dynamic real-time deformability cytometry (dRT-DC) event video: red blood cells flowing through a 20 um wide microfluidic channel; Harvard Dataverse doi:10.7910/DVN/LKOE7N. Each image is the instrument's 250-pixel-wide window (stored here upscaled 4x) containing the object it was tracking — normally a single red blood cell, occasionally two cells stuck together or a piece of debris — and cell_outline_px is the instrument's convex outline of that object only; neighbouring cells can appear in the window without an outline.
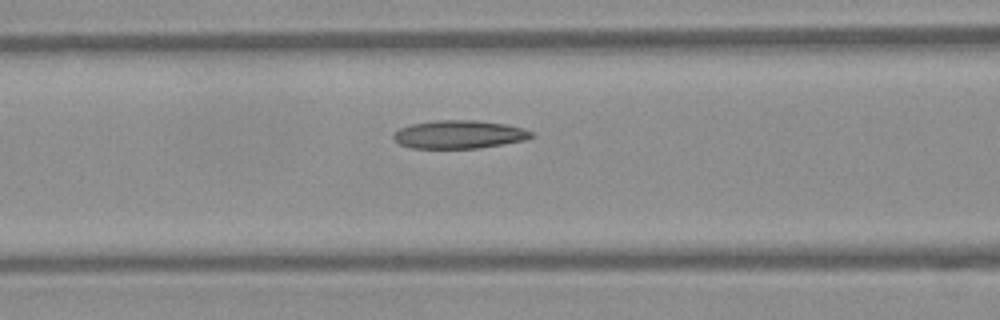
{"species": "Egyptian fruit bat (a non-hibernating species)", "species_latin": "Rousettus aegyptiacus", "temperature_condition": "warm", "stored_images_in_passage": 32, "camera_frame_rate_fps": 3000, "um_per_image_px": 0.085, "frame": {"image": 1, "passage_image": 13, "time_ms": 4.0, "image_size_px": [1000, 320], "cell_outline_px": [[536, 136], [524, 140], [480, 148], [412, 148], [400, 144], [392, 136], [392, 132], [400, 128], [412, 124], [436, 120], [476, 120], [504, 124], [524, 128], [532, 132]], "centroid_in_image_um": [39.03, 11.42], "position_along_channel_um": 127.6, "area_um2": 22.66}}
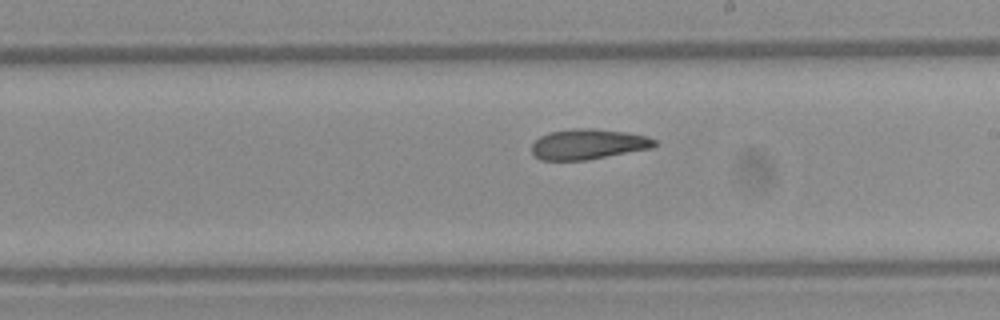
{"frame": {"image": 2, "passage_image": 21, "time_ms": 6.667, "image_size_px": [1000, 320], "cell_outline_px": [[656, 144], [652, 148], [588, 160], [540, 160], [532, 152], [532, 144], [540, 136], [548, 132], [572, 128], [592, 128], [628, 132], [644, 136], [656, 140]], "centroid_in_image_um": [49.98, 12.25], "position_along_channel_um": 239.0, "area_um2": 21.79}}
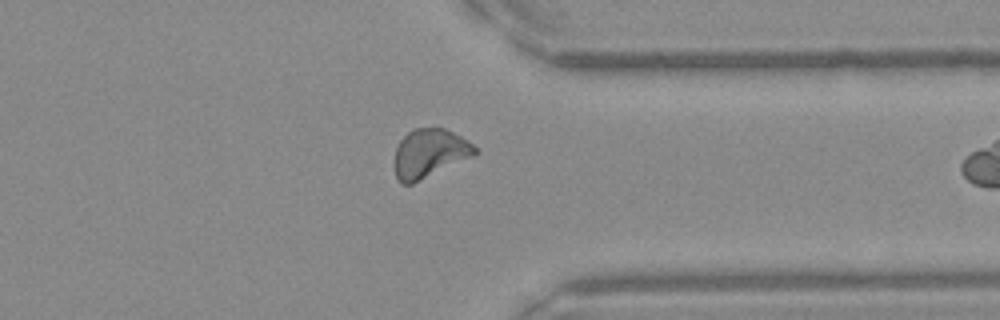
{"frame": {"image": 3, "passage_image": 31, "time_ms": 10.0, "image_size_px": [1000, 320], "cell_outline_px": [[476, 152], [472, 156], [412, 184], [400, 184], [396, 176], [392, 164], [392, 160], [396, 148], [400, 140], [412, 128], [444, 128], [468, 140], [476, 148]], "centroid_in_image_um": [36.43, 13.04], "position_along_channel_um": 375.0, "area_um2": 22.83}}